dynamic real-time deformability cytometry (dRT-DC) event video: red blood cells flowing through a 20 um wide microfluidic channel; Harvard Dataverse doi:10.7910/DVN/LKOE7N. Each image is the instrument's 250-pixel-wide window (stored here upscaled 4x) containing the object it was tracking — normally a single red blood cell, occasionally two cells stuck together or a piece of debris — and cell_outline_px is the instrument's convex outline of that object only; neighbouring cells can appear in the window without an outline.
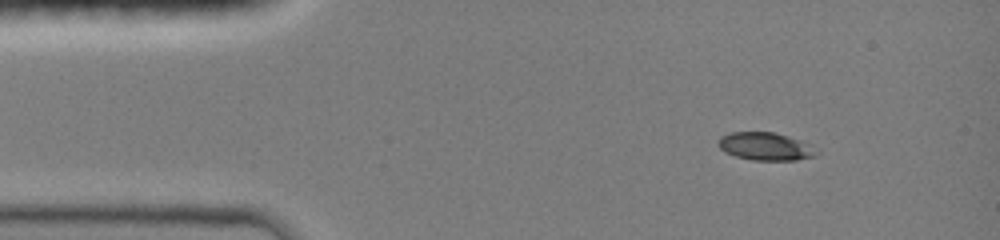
{"species": "common noctule bat (a hibernating species)", "species_latin": "Nyctalus noctula", "temperature_condition": "room temperature", "stored_images_in_passage": 21, "camera_frame_rate_fps": 3000, "um_per_image_px": 0.085, "animal": {"sex": "female", "body_mass_g": 19.0, "forearm_length_mm": 51.5}, "frame": {"image": 1, "passage_image": 1, "time_ms": 0.0, "image_size_px": [1000, 240], "cell_outline_px": [[812, 156], [796, 160], [752, 160], [736, 156], [724, 152], [720, 148], [720, 136], [732, 132], [776, 132], [796, 140]], "centroid_in_image_um": [64.82, 12.44], "position_along_channel_um": 20.2, "area_um2": 14.74}}
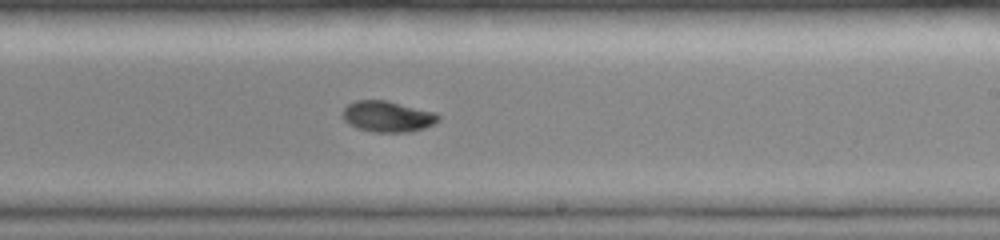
{"frame": {"image": 2, "passage_image": 12, "time_ms": 7.333, "image_size_px": [1000, 240], "cell_outline_px": [[440, 120], [424, 128], [408, 132], [372, 132], [348, 124], [344, 120], [344, 108], [348, 104], [356, 100], [388, 100], [436, 112], [440, 116]], "centroid_in_image_um": [32.97, 9.89], "position_along_channel_um": 256.0, "area_um2": 17.28}}
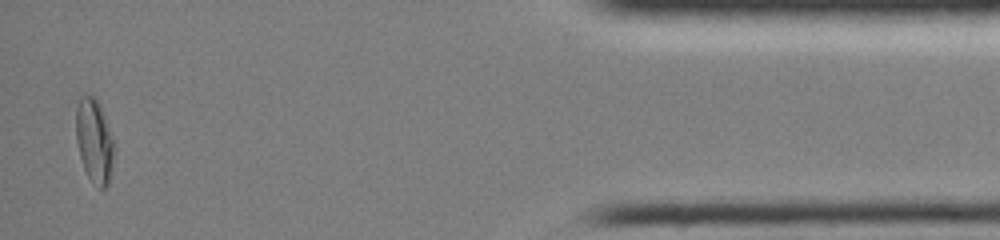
{"frame": {"image": 3, "passage_image": 21, "time_ms": 13.0, "image_size_px": [1000, 240], "cell_outline_px": [[112, 160], [108, 184], [104, 188], [100, 188], [88, 176], [84, 168], [80, 156], [76, 140], [76, 108], [80, 96], [96, 96], [108, 128], [112, 140]], "centroid_in_image_um": [7.97, 11.94], "position_along_channel_um": 427.2, "area_um2": 17.86}, "authors_computed_cell_mechanics": {"area_um2": 16.9932, "velocity_mm_per_s": 4.1521, "shape_relaxation_time_tau1_ms": 3.6475, "shape_relaxation_time_tau2_ms": null, "deformation_change_tau1": 0.149, "deformation_change_tau2": null}}